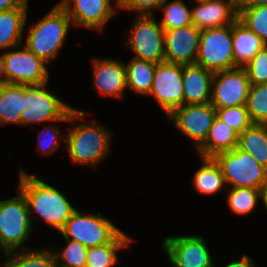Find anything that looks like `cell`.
<instances>
[{"mask_svg":"<svg viewBox=\"0 0 267 267\" xmlns=\"http://www.w3.org/2000/svg\"><path fill=\"white\" fill-rule=\"evenodd\" d=\"M239 134L222 122L217 116L207 135L206 141L197 149L201 157H214L223 151H230L238 146Z\"/></svg>","mask_w":267,"mask_h":267,"instance_id":"ffe728a7","label":"cell"},{"mask_svg":"<svg viewBox=\"0 0 267 267\" xmlns=\"http://www.w3.org/2000/svg\"><path fill=\"white\" fill-rule=\"evenodd\" d=\"M246 107L253 124L267 125V84L250 85Z\"/></svg>","mask_w":267,"mask_h":267,"instance_id":"f546056e","label":"cell"},{"mask_svg":"<svg viewBox=\"0 0 267 267\" xmlns=\"http://www.w3.org/2000/svg\"><path fill=\"white\" fill-rule=\"evenodd\" d=\"M238 20L267 45V5L238 9Z\"/></svg>","mask_w":267,"mask_h":267,"instance_id":"1f68e13d","label":"cell"},{"mask_svg":"<svg viewBox=\"0 0 267 267\" xmlns=\"http://www.w3.org/2000/svg\"><path fill=\"white\" fill-rule=\"evenodd\" d=\"M27 8L0 11V50L21 48Z\"/></svg>","mask_w":267,"mask_h":267,"instance_id":"44dd1931","label":"cell"},{"mask_svg":"<svg viewBox=\"0 0 267 267\" xmlns=\"http://www.w3.org/2000/svg\"><path fill=\"white\" fill-rule=\"evenodd\" d=\"M166 0L160 7L164 17L160 21V26L164 31L173 30L192 24L191 9L189 10L182 0Z\"/></svg>","mask_w":267,"mask_h":267,"instance_id":"f1b7e54d","label":"cell"},{"mask_svg":"<svg viewBox=\"0 0 267 267\" xmlns=\"http://www.w3.org/2000/svg\"><path fill=\"white\" fill-rule=\"evenodd\" d=\"M111 132L102 125L80 123L69 127L64 142L74 164L91 165L93 168L110 152Z\"/></svg>","mask_w":267,"mask_h":267,"instance_id":"277c9868","label":"cell"},{"mask_svg":"<svg viewBox=\"0 0 267 267\" xmlns=\"http://www.w3.org/2000/svg\"><path fill=\"white\" fill-rule=\"evenodd\" d=\"M182 77L183 65L165 61L157 63L149 95L155 97L167 116L184 105Z\"/></svg>","mask_w":267,"mask_h":267,"instance_id":"4fadbf2b","label":"cell"},{"mask_svg":"<svg viewBox=\"0 0 267 267\" xmlns=\"http://www.w3.org/2000/svg\"><path fill=\"white\" fill-rule=\"evenodd\" d=\"M31 232V214L23 193L19 190V195L0 200V248L4 253L20 249Z\"/></svg>","mask_w":267,"mask_h":267,"instance_id":"5b68a950","label":"cell"},{"mask_svg":"<svg viewBox=\"0 0 267 267\" xmlns=\"http://www.w3.org/2000/svg\"><path fill=\"white\" fill-rule=\"evenodd\" d=\"M214 72L198 64L183 65L184 104L209 103Z\"/></svg>","mask_w":267,"mask_h":267,"instance_id":"d6986e66","label":"cell"},{"mask_svg":"<svg viewBox=\"0 0 267 267\" xmlns=\"http://www.w3.org/2000/svg\"><path fill=\"white\" fill-rule=\"evenodd\" d=\"M42 132L45 131V133L38 132L37 134H39L38 136V148L40 149V151H42V154H44V156L46 155H50L52 154V151H57L58 146V139L61 140L62 135L60 134L59 131V127H52V126H45V128H43V130H41ZM42 134H45V136H43ZM43 137V139H42Z\"/></svg>","mask_w":267,"mask_h":267,"instance_id":"8d00e7d4","label":"cell"},{"mask_svg":"<svg viewBox=\"0 0 267 267\" xmlns=\"http://www.w3.org/2000/svg\"><path fill=\"white\" fill-rule=\"evenodd\" d=\"M213 158L221 168L226 185H232L231 188L259 189L267 179V169L238 147Z\"/></svg>","mask_w":267,"mask_h":267,"instance_id":"8992f818","label":"cell"},{"mask_svg":"<svg viewBox=\"0 0 267 267\" xmlns=\"http://www.w3.org/2000/svg\"><path fill=\"white\" fill-rule=\"evenodd\" d=\"M227 194V204L231 211L237 215H245L251 213L259 200V189L254 188H229Z\"/></svg>","mask_w":267,"mask_h":267,"instance_id":"4dcf8cb0","label":"cell"},{"mask_svg":"<svg viewBox=\"0 0 267 267\" xmlns=\"http://www.w3.org/2000/svg\"><path fill=\"white\" fill-rule=\"evenodd\" d=\"M65 239L78 241L87 248L113 242L122 231L107 218L82 214L76 210L59 231ZM72 237V239L69 238Z\"/></svg>","mask_w":267,"mask_h":267,"instance_id":"ba28073f","label":"cell"},{"mask_svg":"<svg viewBox=\"0 0 267 267\" xmlns=\"http://www.w3.org/2000/svg\"><path fill=\"white\" fill-rule=\"evenodd\" d=\"M232 44L233 24L201 30L195 64L212 72L236 68Z\"/></svg>","mask_w":267,"mask_h":267,"instance_id":"52a82bcc","label":"cell"},{"mask_svg":"<svg viewBox=\"0 0 267 267\" xmlns=\"http://www.w3.org/2000/svg\"><path fill=\"white\" fill-rule=\"evenodd\" d=\"M59 4L67 12L72 24L97 31L102 30L118 8V0L115 7L111 5V0H61Z\"/></svg>","mask_w":267,"mask_h":267,"instance_id":"9a60e30c","label":"cell"},{"mask_svg":"<svg viewBox=\"0 0 267 267\" xmlns=\"http://www.w3.org/2000/svg\"><path fill=\"white\" fill-rule=\"evenodd\" d=\"M237 147L267 169V125L252 124L246 128L239 134Z\"/></svg>","mask_w":267,"mask_h":267,"instance_id":"d4e9b609","label":"cell"},{"mask_svg":"<svg viewBox=\"0 0 267 267\" xmlns=\"http://www.w3.org/2000/svg\"><path fill=\"white\" fill-rule=\"evenodd\" d=\"M166 0H118L121 9L137 11L139 15H154V9H159Z\"/></svg>","mask_w":267,"mask_h":267,"instance_id":"d590c367","label":"cell"},{"mask_svg":"<svg viewBox=\"0 0 267 267\" xmlns=\"http://www.w3.org/2000/svg\"><path fill=\"white\" fill-rule=\"evenodd\" d=\"M66 240V246L60 252H53L57 267H86L88 248L78 241Z\"/></svg>","mask_w":267,"mask_h":267,"instance_id":"d6a6232c","label":"cell"},{"mask_svg":"<svg viewBox=\"0 0 267 267\" xmlns=\"http://www.w3.org/2000/svg\"><path fill=\"white\" fill-rule=\"evenodd\" d=\"M162 246L174 267H215L211 253L201 236L166 237Z\"/></svg>","mask_w":267,"mask_h":267,"instance_id":"5bb4252c","label":"cell"},{"mask_svg":"<svg viewBox=\"0 0 267 267\" xmlns=\"http://www.w3.org/2000/svg\"><path fill=\"white\" fill-rule=\"evenodd\" d=\"M21 249L3 253L8 258L0 267H57L53 253L54 249L34 250L28 247H22Z\"/></svg>","mask_w":267,"mask_h":267,"instance_id":"cb8c5ba5","label":"cell"},{"mask_svg":"<svg viewBox=\"0 0 267 267\" xmlns=\"http://www.w3.org/2000/svg\"><path fill=\"white\" fill-rule=\"evenodd\" d=\"M7 83L3 54L0 55V85Z\"/></svg>","mask_w":267,"mask_h":267,"instance_id":"b9f144b4","label":"cell"},{"mask_svg":"<svg viewBox=\"0 0 267 267\" xmlns=\"http://www.w3.org/2000/svg\"><path fill=\"white\" fill-rule=\"evenodd\" d=\"M236 2H237V9L267 5V0H236Z\"/></svg>","mask_w":267,"mask_h":267,"instance_id":"ab89813d","label":"cell"},{"mask_svg":"<svg viewBox=\"0 0 267 267\" xmlns=\"http://www.w3.org/2000/svg\"><path fill=\"white\" fill-rule=\"evenodd\" d=\"M167 117L182 134L193 140L198 149L206 141L216 117V108L210 102L184 104L174 109Z\"/></svg>","mask_w":267,"mask_h":267,"instance_id":"8fae6325","label":"cell"},{"mask_svg":"<svg viewBox=\"0 0 267 267\" xmlns=\"http://www.w3.org/2000/svg\"><path fill=\"white\" fill-rule=\"evenodd\" d=\"M72 20L58 3L40 21L30 26L25 46L46 63L62 48Z\"/></svg>","mask_w":267,"mask_h":267,"instance_id":"3957f363","label":"cell"},{"mask_svg":"<svg viewBox=\"0 0 267 267\" xmlns=\"http://www.w3.org/2000/svg\"><path fill=\"white\" fill-rule=\"evenodd\" d=\"M259 197L265 206V210L267 211V179L259 188Z\"/></svg>","mask_w":267,"mask_h":267,"instance_id":"60d3db41","label":"cell"},{"mask_svg":"<svg viewBox=\"0 0 267 267\" xmlns=\"http://www.w3.org/2000/svg\"><path fill=\"white\" fill-rule=\"evenodd\" d=\"M250 85L244 67L214 72L210 103L216 109L246 105Z\"/></svg>","mask_w":267,"mask_h":267,"instance_id":"30bf717a","label":"cell"},{"mask_svg":"<svg viewBox=\"0 0 267 267\" xmlns=\"http://www.w3.org/2000/svg\"><path fill=\"white\" fill-rule=\"evenodd\" d=\"M192 24L199 30L223 27L238 19L236 0L198 1L191 9Z\"/></svg>","mask_w":267,"mask_h":267,"instance_id":"e0dca14e","label":"cell"},{"mask_svg":"<svg viewBox=\"0 0 267 267\" xmlns=\"http://www.w3.org/2000/svg\"><path fill=\"white\" fill-rule=\"evenodd\" d=\"M23 110V84L5 83L0 85V124H20Z\"/></svg>","mask_w":267,"mask_h":267,"instance_id":"4316f807","label":"cell"},{"mask_svg":"<svg viewBox=\"0 0 267 267\" xmlns=\"http://www.w3.org/2000/svg\"><path fill=\"white\" fill-rule=\"evenodd\" d=\"M128 45L134 52L133 58L155 63L164 62V30L152 15H138L131 27Z\"/></svg>","mask_w":267,"mask_h":267,"instance_id":"9c48e42d","label":"cell"},{"mask_svg":"<svg viewBox=\"0 0 267 267\" xmlns=\"http://www.w3.org/2000/svg\"><path fill=\"white\" fill-rule=\"evenodd\" d=\"M94 85L103 96L122 98L127 88L126 67L122 61L92 58Z\"/></svg>","mask_w":267,"mask_h":267,"instance_id":"ac0fdd59","label":"cell"},{"mask_svg":"<svg viewBox=\"0 0 267 267\" xmlns=\"http://www.w3.org/2000/svg\"><path fill=\"white\" fill-rule=\"evenodd\" d=\"M202 166L195 172L192 183L198 193L215 194L225 187L224 177L219 164L213 157H201Z\"/></svg>","mask_w":267,"mask_h":267,"instance_id":"484cf974","label":"cell"},{"mask_svg":"<svg viewBox=\"0 0 267 267\" xmlns=\"http://www.w3.org/2000/svg\"><path fill=\"white\" fill-rule=\"evenodd\" d=\"M3 61L7 83L38 85L48 82L46 62L26 46L22 50L4 52Z\"/></svg>","mask_w":267,"mask_h":267,"instance_id":"7c38bea8","label":"cell"},{"mask_svg":"<svg viewBox=\"0 0 267 267\" xmlns=\"http://www.w3.org/2000/svg\"><path fill=\"white\" fill-rule=\"evenodd\" d=\"M46 84L23 85V110L20 114V124L44 121L81 120L84 112L65 104L60 98L46 90Z\"/></svg>","mask_w":267,"mask_h":267,"instance_id":"7a4b0ae2","label":"cell"},{"mask_svg":"<svg viewBox=\"0 0 267 267\" xmlns=\"http://www.w3.org/2000/svg\"><path fill=\"white\" fill-rule=\"evenodd\" d=\"M28 0H0V11H7L14 8H28Z\"/></svg>","mask_w":267,"mask_h":267,"instance_id":"74e56055","label":"cell"},{"mask_svg":"<svg viewBox=\"0 0 267 267\" xmlns=\"http://www.w3.org/2000/svg\"><path fill=\"white\" fill-rule=\"evenodd\" d=\"M254 264L255 263L253 262L251 257H248L247 255H242L241 260H234L224 267H256Z\"/></svg>","mask_w":267,"mask_h":267,"instance_id":"f35d334b","label":"cell"},{"mask_svg":"<svg viewBox=\"0 0 267 267\" xmlns=\"http://www.w3.org/2000/svg\"><path fill=\"white\" fill-rule=\"evenodd\" d=\"M19 175V190L26 199L30 214L34 211L49 226L60 231L77 209L68 201L67 196L42 178H37V175L28 174L22 167Z\"/></svg>","mask_w":267,"mask_h":267,"instance_id":"6da1fadb","label":"cell"},{"mask_svg":"<svg viewBox=\"0 0 267 267\" xmlns=\"http://www.w3.org/2000/svg\"><path fill=\"white\" fill-rule=\"evenodd\" d=\"M232 46L235 65L244 67L266 44L237 19L233 23Z\"/></svg>","mask_w":267,"mask_h":267,"instance_id":"7402d4cb","label":"cell"},{"mask_svg":"<svg viewBox=\"0 0 267 267\" xmlns=\"http://www.w3.org/2000/svg\"><path fill=\"white\" fill-rule=\"evenodd\" d=\"M244 68L248 74L250 84H267V45L257 52Z\"/></svg>","mask_w":267,"mask_h":267,"instance_id":"e575fe53","label":"cell"},{"mask_svg":"<svg viewBox=\"0 0 267 267\" xmlns=\"http://www.w3.org/2000/svg\"><path fill=\"white\" fill-rule=\"evenodd\" d=\"M216 116L238 134L253 124L246 105L216 109Z\"/></svg>","mask_w":267,"mask_h":267,"instance_id":"836d02e7","label":"cell"},{"mask_svg":"<svg viewBox=\"0 0 267 267\" xmlns=\"http://www.w3.org/2000/svg\"><path fill=\"white\" fill-rule=\"evenodd\" d=\"M131 239L122 232L113 242L88 248L86 267H112L118 261L116 252L128 247Z\"/></svg>","mask_w":267,"mask_h":267,"instance_id":"83f0119b","label":"cell"},{"mask_svg":"<svg viewBox=\"0 0 267 267\" xmlns=\"http://www.w3.org/2000/svg\"><path fill=\"white\" fill-rule=\"evenodd\" d=\"M128 62L124 63L127 88L140 95H149L157 63L138 58H132Z\"/></svg>","mask_w":267,"mask_h":267,"instance_id":"603a6c76","label":"cell"},{"mask_svg":"<svg viewBox=\"0 0 267 267\" xmlns=\"http://www.w3.org/2000/svg\"><path fill=\"white\" fill-rule=\"evenodd\" d=\"M201 30L193 24L164 31L165 62L181 65L195 64Z\"/></svg>","mask_w":267,"mask_h":267,"instance_id":"2e32d148","label":"cell"}]
</instances>
